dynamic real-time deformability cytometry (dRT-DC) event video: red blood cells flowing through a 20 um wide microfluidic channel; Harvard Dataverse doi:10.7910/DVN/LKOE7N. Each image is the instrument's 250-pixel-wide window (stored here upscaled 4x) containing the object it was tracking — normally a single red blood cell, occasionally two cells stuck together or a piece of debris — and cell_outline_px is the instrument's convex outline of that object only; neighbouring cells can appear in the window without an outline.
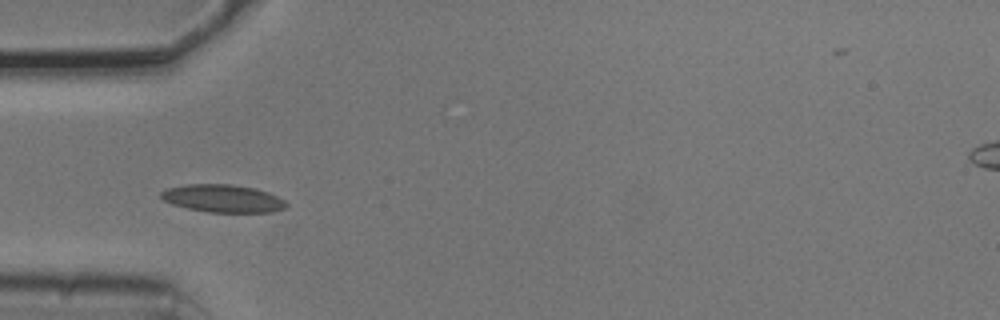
{"species": "common noctule bat (a hibernating species)", "species_latin": "Nyctalus noctula", "temperature_condition": "cold", "stored_images_in_passage": 10, "camera_frame_rate_fps": 3000, "um_per_image_px": 0.085, "animal": {"sex": "male", "body_mass_g": 20.5, "forearm_length_mm": 52.5}, "frame": {"image": 1, "passage_image": 6, "time_ms": 1.667, "image_size_px": [1000, 320], "cell_outline_px": [[288, 208], [272, 212], [208, 212], [188, 208], [172, 204], [164, 200], [160, 196], [160, 192], [168, 188], [188, 184], [228, 184], [252, 188], [268, 192], [284, 200], [288, 204]], "centroid_in_image_um": [18.96, 16.87], "position_along_channel_um": 66.0, "area_um2": 20.11}}
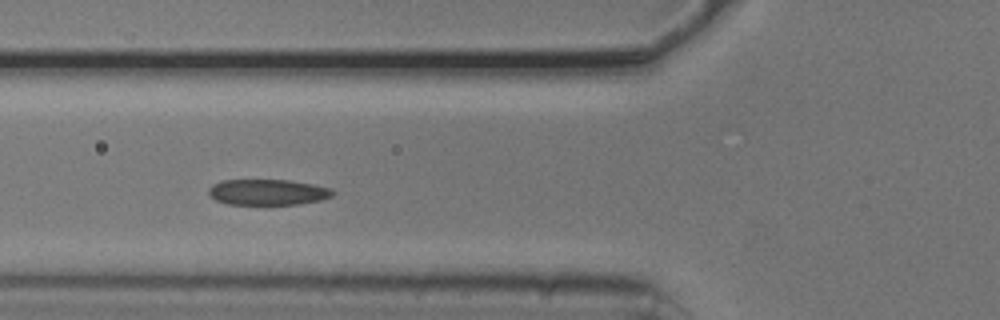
{"frame": {"image": 2, "passage_image": 7, "time_ms": 2.0, "image_size_px": [1000, 320], "cell_outline_px": [[336, 192], [332, 196], [320, 200], [300, 204], [228, 204], [216, 200], [208, 196], [208, 188], [212, 184], [220, 180], [288, 180], [312, 184], [328, 188]], "centroid_in_image_um": [22.71, 16.33], "position_along_channel_um": 103.1, "area_um2": 18.67}}
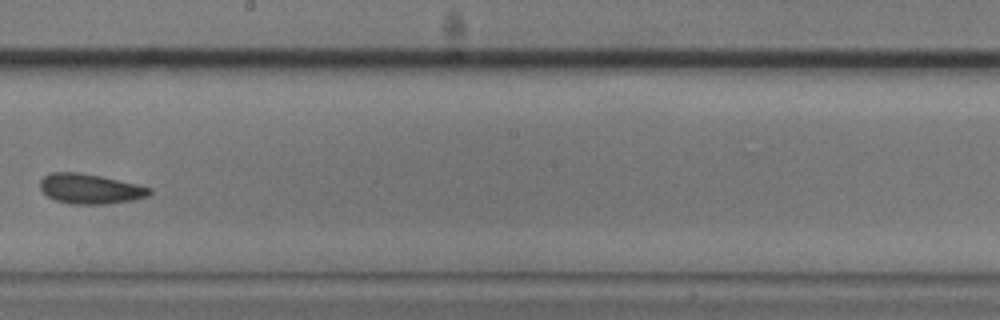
{"frame": {"image": 3, "passage_image": 10, "time_ms": 3.0, "image_size_px": [1000, 320], "cell_outline_px": [[152, 192], [148, 196], [132, 200], [108, 204], [68, 204], [56, 200], [48, 196], [40, 188], [40, 180], [44, 176], [52, 172], [80, 172], [100, 176], [136, 184], [152, 188]], "centroid_in_image_um": [7.66, 16.05], "position_along_channel_um": 240.5, "area_um2": 19.07}}